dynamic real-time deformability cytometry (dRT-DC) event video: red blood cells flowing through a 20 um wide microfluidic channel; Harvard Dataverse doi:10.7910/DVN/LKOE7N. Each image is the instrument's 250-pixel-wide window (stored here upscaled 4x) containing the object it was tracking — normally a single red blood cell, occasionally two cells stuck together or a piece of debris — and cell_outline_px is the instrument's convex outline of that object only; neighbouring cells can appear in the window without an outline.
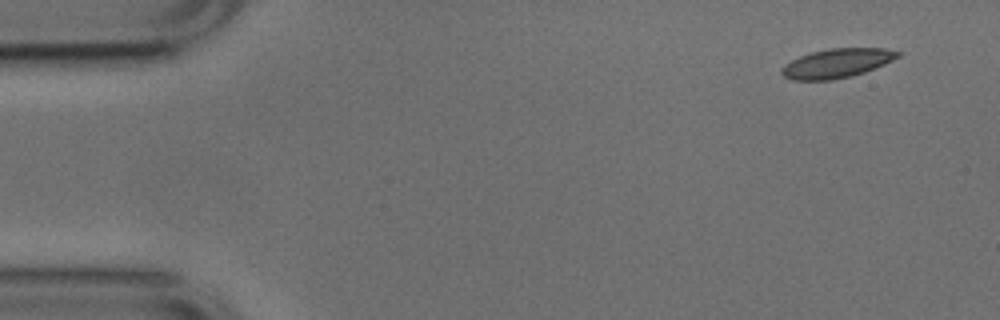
{"species": "common noctule bat (a hibernating species)", "species_latin": "Nyctalus noctula", "temperature_condition": "cold", "stored_images_in_passage": 7, "camera_frame_rate_fps": 3000, "um_per_image_px": 0.085, "animal": {"sex": "male", "body_mass_g": 17.9, "forearm_length_mm": 54.2}, "frame": {"image": 1, "passage_image": 1, "time_ms": 0.0, "image_size_px": [1000, 320], "cell_outline_px": [[900, 56], [884, 64], [864, 72], [852, 76], [832, 80], [792, 80], [784, 76], [780, 72], [780, 68], [784, 64], [800, 56], [812, 52], [832, 48], [884, 48], [900, 52]], "centroid_in_image_um": [71.11, 5.38], "position_along_channel_um": 13.9, "area_um2": 19.65}}